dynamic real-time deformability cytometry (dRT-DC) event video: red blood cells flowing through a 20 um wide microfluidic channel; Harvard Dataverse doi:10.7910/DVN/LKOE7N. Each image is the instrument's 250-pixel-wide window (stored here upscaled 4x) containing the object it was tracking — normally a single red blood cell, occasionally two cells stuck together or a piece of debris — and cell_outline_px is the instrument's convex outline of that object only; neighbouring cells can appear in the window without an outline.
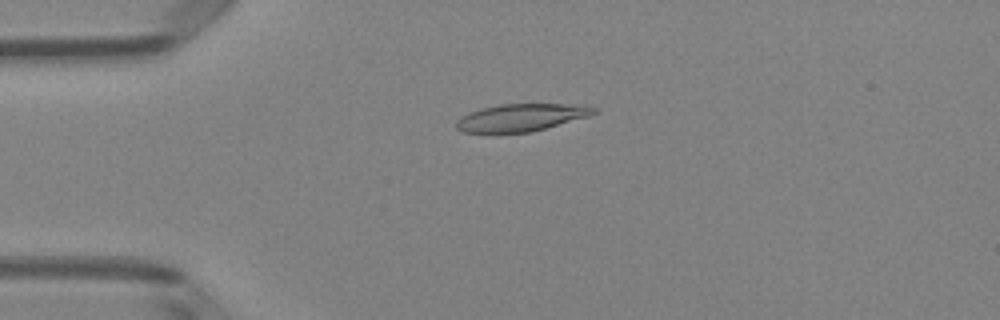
{"species": "Egyptian fruit bat (a non-hibernating species)", "species_latin": "Rousettus aegyptiacus", "temperature_condition": "room temperature", "stored_images_in_passage": 50, "camera_frame_rate_fps": 3000, "um_per_image_px": 0.085, "animal": {"sex": "female"}, "frame": {"image": 1, "passage_image": 12, "time_ms": 3.667, "image_size_px": [1000, 320], "cell_outline_px": [[596, 112], [588, 116], [544, 128], [528, 132], [464, 132], [456, 128], [456, 120], [468, 112], [480, 108], [500, 104], [584, 104], [596, 108]], "centroid_in_image_um": [44.28, 9.96], "position_along_channel_um": 40.7, "area_um2": 21.73}}
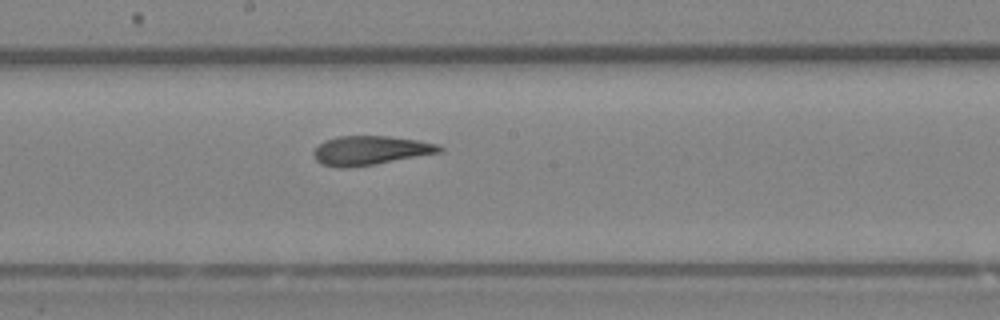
{"frame": {"image": 2, "passage_image": 27, "time_ms": 8.667, "image_size_px": [1000, 320], "cell_outline_px": [[444, 148], [440, 152], [376, 164], [348, 168], [340, 168], [320, 164], [316, 160], [312, 152], [324, 140], [336, 136], [388, 136], [416, 140], [436, 144]], "centroid_in_image_um": [31.42, 12.79], "position_along_channel_um": 216.8, "area_um2": 21.27}}
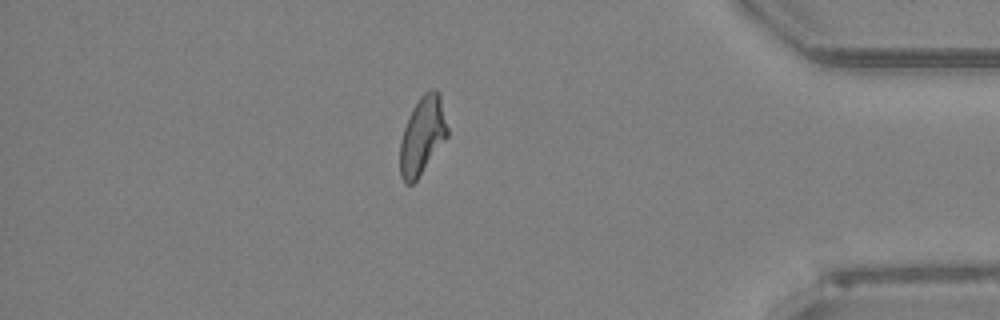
{"frame": {"image": 3, "passage_image": 43, "time_ms": 14.0, "image_size_px": [1000, 320], "cell_outline_px": [[448, 136], [416, 180], [412, 184], [404, 184], [400, 176], [400, 140], [408, 116], [412, 108], [420, 96], [428, 88], [436, 88], [440, 92], [448, 128]], "centroid_in_image_um": [35.9, 11.48], "position_along_channel_um": 399.3, "area_um2": 21.73}, "authors_computed_cell_mechanics": {"area_um2": 22.0218, "velocity_mm_per_s": 4.0739, "shape_relaxation_time_tau1_ms": null, "shape_relaxation_time_tau2_ms": 2.1526, "deformation_change_tau1": null, "deformation_change_tau2": 0.0961}}